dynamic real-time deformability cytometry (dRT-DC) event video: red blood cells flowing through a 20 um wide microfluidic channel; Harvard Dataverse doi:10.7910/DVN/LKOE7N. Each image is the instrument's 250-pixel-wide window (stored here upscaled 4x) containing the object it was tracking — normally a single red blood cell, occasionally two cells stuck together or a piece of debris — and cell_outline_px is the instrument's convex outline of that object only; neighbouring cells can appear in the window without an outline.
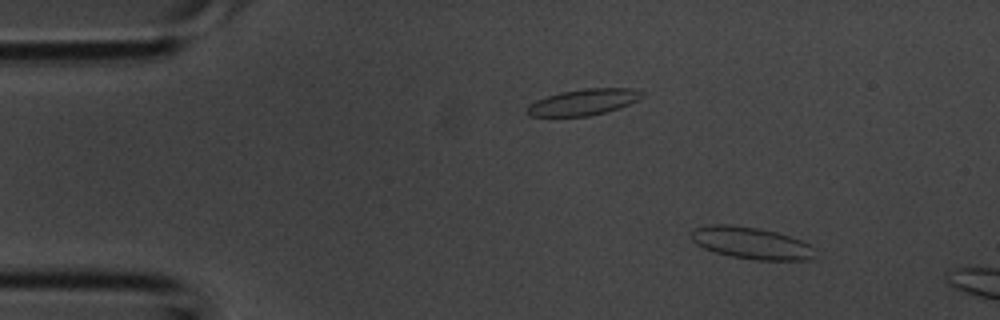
{"species": "common noctule bat (a hibernating species)", "species_latin": "Nyctalus noctula", "temperature_condition": "room temperature", "stored_images_in_passage": 3, "camera_frame_rate_fps": 3000, "um_per_image_px": 0.085, "animal": {"sex": "male", "body_mass_g": 20.1, "forearm_length_mm": 53.5}, "frame": {"image": 1, "passage_image": 1, "time_ms": 0.0, "image_size_px": [1000, 320], "cell_outline_px": [[812, 256], [808, 260], [752, 260], [732, 256], [716, 252], [704, 248], [696, 244], [692, 240], [688, 232], [692, 228], [712, 224], [724, 224], [756, 228], [776, 232], [800, 240], [808, 244], [812, 248]], "centroid_in_image_um": [63.75, 20.65], "position_along_channel_um": 21.2, "area_um2": 22.77}}